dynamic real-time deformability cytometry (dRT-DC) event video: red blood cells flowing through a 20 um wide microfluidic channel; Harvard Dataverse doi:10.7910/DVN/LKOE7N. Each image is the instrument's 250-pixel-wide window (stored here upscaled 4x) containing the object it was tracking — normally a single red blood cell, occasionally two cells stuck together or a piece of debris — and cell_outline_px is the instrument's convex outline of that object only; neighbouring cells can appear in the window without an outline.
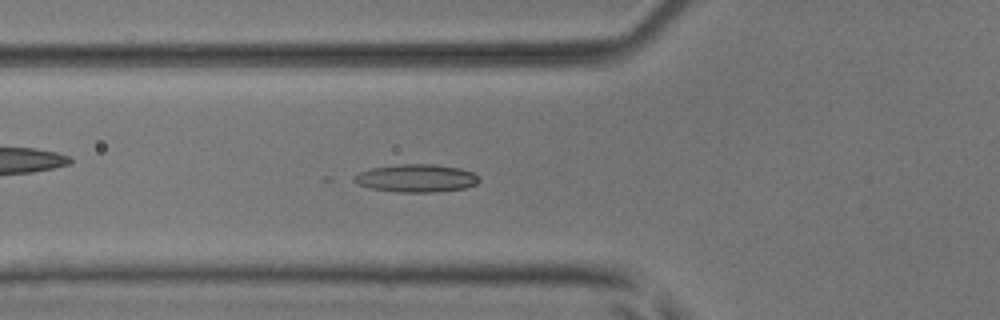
{"species": "common noctule bat (a hibernating species)", "species_latin": "Nyctalus noctula", "temperature_condition": "room temperature", "stored_images_in_passage": 50, "camera_frame_rate_fps": 3000, "um_per_image_px": 0.085, "animal": {"sex": "male", "body_mass_g": 17.9, "forearm_length_mm": 54.2}, "frame": {"image": 1, "passage_image": 20, "time_ms": 6.333, "image_size_px": [1000, 320], "cell_outline_px": [[480, 180], [476, 184], [464, 188], [436, 192], [396, 192], [372, 188], [360, 184], [352, 180], [352, 176], [360, 172], [372, 168], [400, 164], [436, 164], [460, 168], [472, 172], [480, 176]], "centroid_in_image_um": [35.42, 15.14], "position_along_channel_um": 90.4, "area_um2": 20.29}}
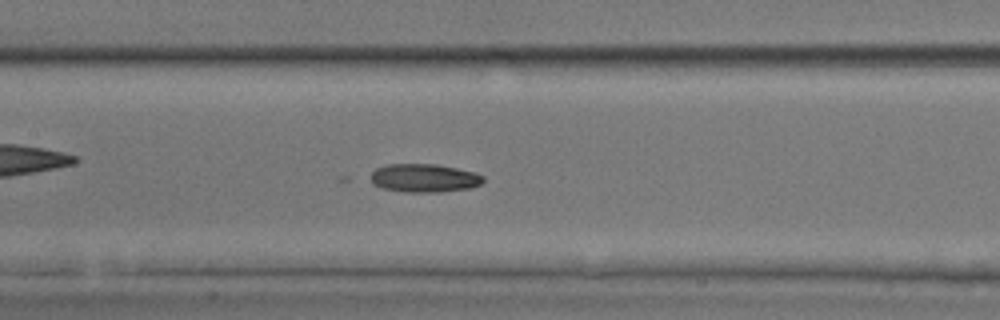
{"frame": {"image": 2, "passage_image": 26, "time_ms": 8.333, "image_size_px": [1000, 320], "cell_outline_px": [[484, 180], [480, 184], [472, 188], [440, 192], [404, 192], [380, 188], [372, 184], [372, 172], [376, 168], [384, 164], [436, 164], [456, 168], [472, 172], [484, 176]], "centroid_in_image_um": [36.03, 15.14], "position_along_channel_um": 171.4, "area_um2": 18.73}}
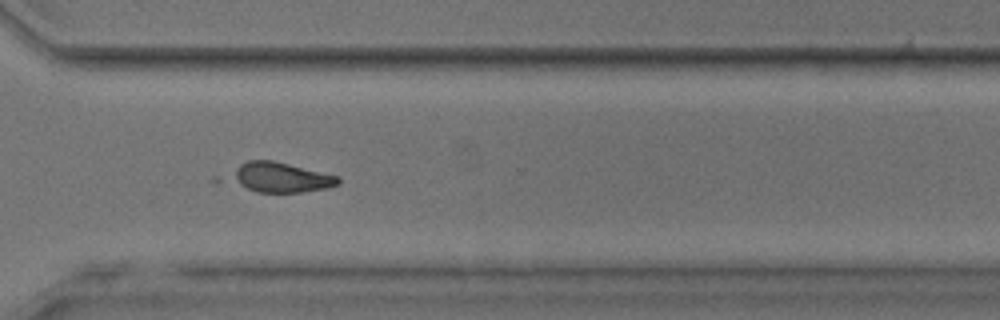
{"frame": {"image": 3, "passage_image": 39, "time_ms": 12.667, "image_size_px": [1000, 320], "cell_outline_px": [[340, 184], [328, 188], [300, 192], [256, 192], [216, 184], [208, 180], [212, 176], [248, 160], [272, 160], [340, 176]], "centroid_in_image_um": [23.31, 15.09], "position_along_channel_um": 347.3, "area_um2": 21.33}}